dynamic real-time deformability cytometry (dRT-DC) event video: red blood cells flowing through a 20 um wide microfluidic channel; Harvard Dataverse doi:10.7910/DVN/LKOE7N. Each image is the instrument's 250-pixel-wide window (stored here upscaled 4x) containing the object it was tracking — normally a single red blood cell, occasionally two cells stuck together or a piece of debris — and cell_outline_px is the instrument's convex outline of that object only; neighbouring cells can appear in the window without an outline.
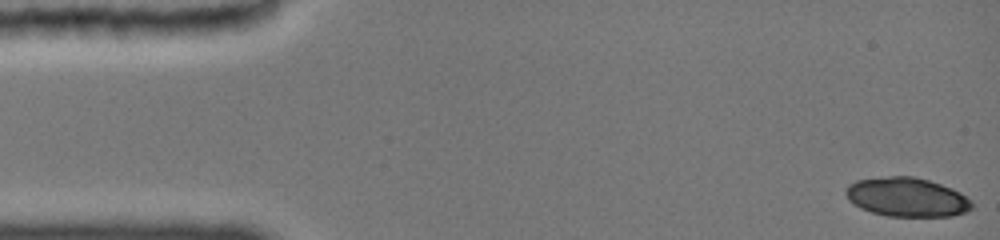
{"species": "common noctule bat (a hibernating species)", "species_latin": "Nyctalus noctula", "temperature_condition": "cold", "stored_images_in_passage": 52, "camera_frame_rate_fps": 3000, "um_per_image_px": 0.085, "animal": {"sex": "female", "body_mass_g": 19.0, "forearm_length_mm": 51.5}, "frame": {"image": 1, "passage_image": 1, "time_ms": 0.0, "image_size_px": [1000, 240], "cell_outline_px": [[976, 204], [968, 212], [952, 216], [888, 216], [872, 212], [860, 208], [848, 200], [844, 192], [844, 188], [848, 184], [856, 180], [888, 176], [912, 176], [928, 180], [952, 188], [960, 192], [972, 200]], "centroid_in_image_um": [77.1, 16.76], "position_along_channel_um": 7.9, "area_um2": 29.07}}